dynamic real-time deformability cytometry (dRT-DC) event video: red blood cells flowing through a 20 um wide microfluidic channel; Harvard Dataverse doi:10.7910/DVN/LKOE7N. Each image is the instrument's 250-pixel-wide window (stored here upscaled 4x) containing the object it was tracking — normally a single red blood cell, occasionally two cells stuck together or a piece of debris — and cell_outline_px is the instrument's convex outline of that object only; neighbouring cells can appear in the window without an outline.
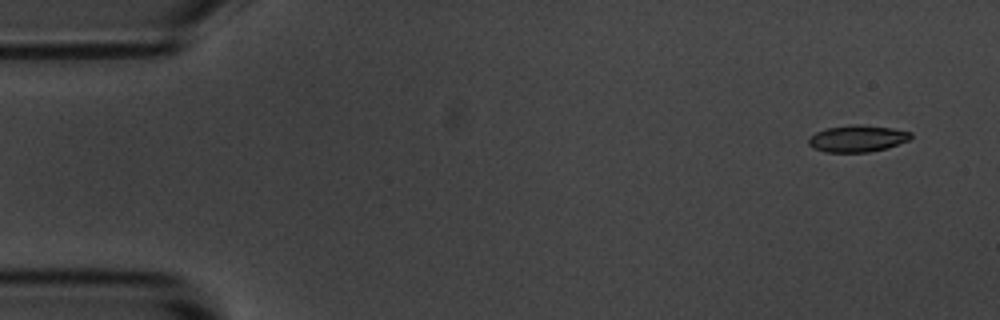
{"species": "common noctule bat (a hibernating species)", "species_latin": "Nyctalus noctula", "temperature_condition": "room temperature", "stored_images_in_passage": 6, "camera_frame_rate_fps": 3000, "um_per_image_px": 0.085, "animal": {"sex": "male", "body_mass_g": 20.1, "forearm_length_mm": 53.5}, "frame": {"image": 1, "passage_image": 1, "time_ms": 0.0, "image_size_px": [1000, 320], "cell_outline_px": [[912, 136], [908, 140], [888, 148], [868, 152], [824, 152], [808, 144], [808, 140], [816, 132], [828, 128], [856, 124], [892, 128], [912, 132]], "centroid_in_image_um": [72.91, 11.78], "position_along_channel_um": 12.1, "area_um2": 15.72}}
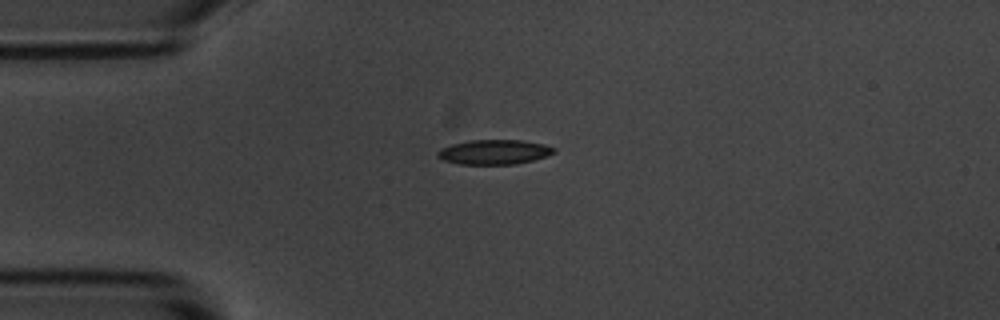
{"frame": {"image": 2, "passage_image": 4, "time_ms": 3.333, "image_size_px": [1000, 320], "cell_outline_px": [[556, 152], [548, 156], [516, 164], [460, 164], [444, 160], [436, 156], [440, 148], [452, 144], [468, 140], [520, 140], [544, 144], [556, 148]], "centroid_in_image_um": [42.02, 12.92], "position_along_channel_um": 43.0, "area_um2": 16.76}}
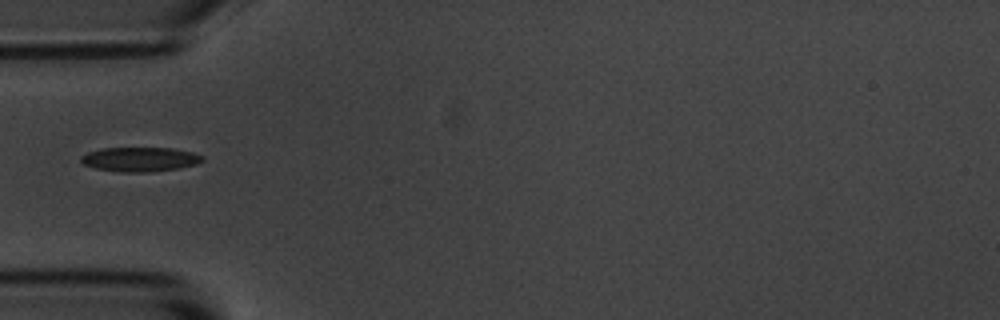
{"frame": {"image": 3, "passage_image": 5, "time_ms": 4.667, "image_size_px": [1000, 320], "cell_outline_px": [[204, 160], [196, 164], [176, 168], [144, 172], [120, 172], [96, 168], [84, 164], [80, 160], [80, 156], [88, 152], [104, 148], [172, 148], [192, 152], [204, 156]], "centroid_in_image_um": [11.89, 13.53], "position_along_channel_um": 73.1, "area_um2": 17.05}}